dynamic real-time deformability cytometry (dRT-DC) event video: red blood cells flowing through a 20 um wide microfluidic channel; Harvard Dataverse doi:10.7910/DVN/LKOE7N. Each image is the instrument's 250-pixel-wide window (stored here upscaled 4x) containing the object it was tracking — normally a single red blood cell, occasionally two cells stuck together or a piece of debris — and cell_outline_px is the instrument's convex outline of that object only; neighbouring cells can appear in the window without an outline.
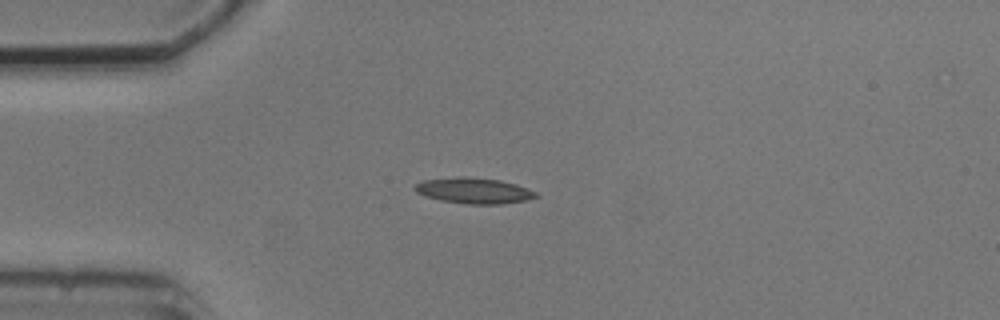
{"species": "common noctule bat (a hibernating species)", "species_latin": "Nyctalus noctula", "temperature_condition": "cold", "stored_images_in_passage": 3, "camera_frame_rate_fps": 3000, "um_per_image_px": 0.085, "animal": {"sex": "male", "body_mass_g": 20.5, "forearm_length_mm": 52.5}, "frame": {"image": 1, "passage_image": 1, "time_ms": 0.0, "image_size_px": [1000, 320], "cell_outline_px": [[540, 196], [524, 200], [500, 204], [468, 204], [440, 200], [424, 196], [416, 192], [412, 188], [416, 184], [424, 180], [464, 176], [500, 180], [516, 184], [536, 192]], "centroid_in_image_um": [40.25, 16.2], "position_along_channel_um": 44.7, "area_um2": 18.09}}
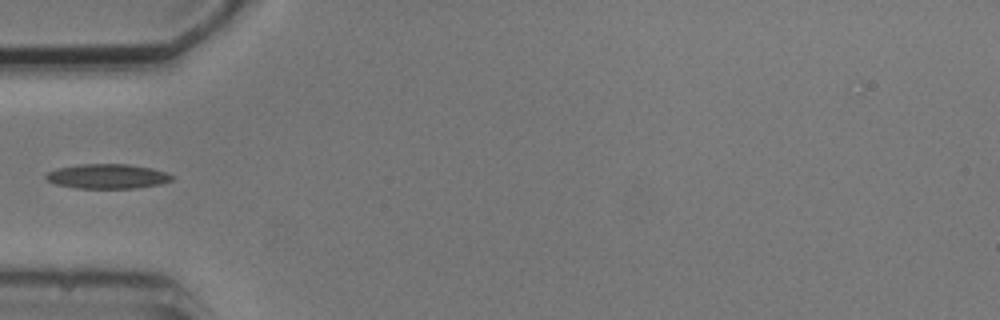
{"frame": {"image": 2, "passage_image": 2, "time_ms": 1.333, "image_size_px": [1000, 320], "cell_outline_px": [[176, 176], [172, 180], [160, 184], [136, 188], [76, 188], [56, 184], [48, 180], [44, 176], [48, 172], [56, 168], [80, 164], [128, 164], [152, 168], [168, 172]], "centroid_in_image_um": [9.17, 14.98], "position_along_channel_um": 75.8, "area_um2": 18.21}}
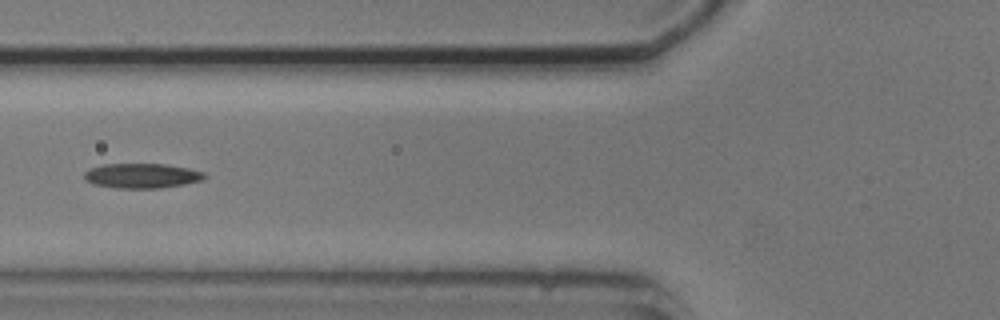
{"frame": {"image": 3, "passage_image": 3, "time_ms": 2.333, "image_size_px": [1000, 320], "cell_outline_px": [[208, 176], [204, 180], [184, 184], [160, 188], [116, 188], [92, 184], [84, 180], [84, 172], [92, 168], [104, 164], [164, 164], [188, 168], [204, 172]], "centroid_in_image_um": [12.07, 14.94], "position_along_channel_um": 113.7, "area_um2": 17.46}}